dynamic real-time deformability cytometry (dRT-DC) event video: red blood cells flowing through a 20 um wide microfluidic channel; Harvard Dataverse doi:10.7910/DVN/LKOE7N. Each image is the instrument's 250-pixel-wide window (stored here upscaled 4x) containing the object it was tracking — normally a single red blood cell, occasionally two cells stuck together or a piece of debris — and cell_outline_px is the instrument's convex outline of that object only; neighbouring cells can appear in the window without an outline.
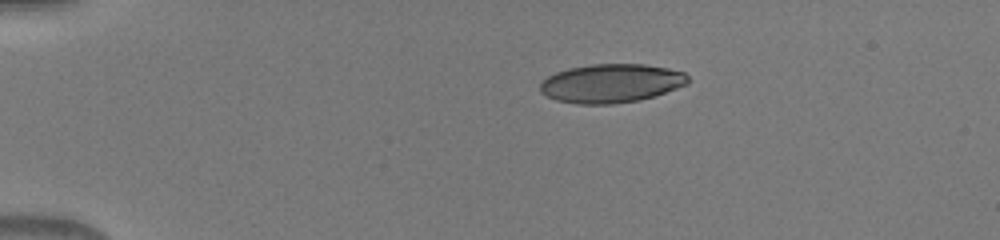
{"species": "human", "species_latin": "Homo sapiens", "temperature_condition": "warm", "stored_images_in_passage": 40, "camera_frame_rate_fps": 3000, "um_per_image_px": 0.085, "donor": {"sex": "male"}, "frame": {"image": 1, "passage_image": 1, "time_ms": 0.0, "image_size_px": [1000, 240], "cell_outline_px": [[688, 84], [656, 96], [640, 100], [612, 104], [576, 104], [556, 100], [540, 92], [540, 84], [548, 76], [556, 72], [568, 68], [592, 64], [644, 64], [668, 68], [684, 72], [688, 76]], "centroid_in_image_um": [51.97, 7.08], "position_along_channel_um": 33.0, "area_um2": 33.52}}
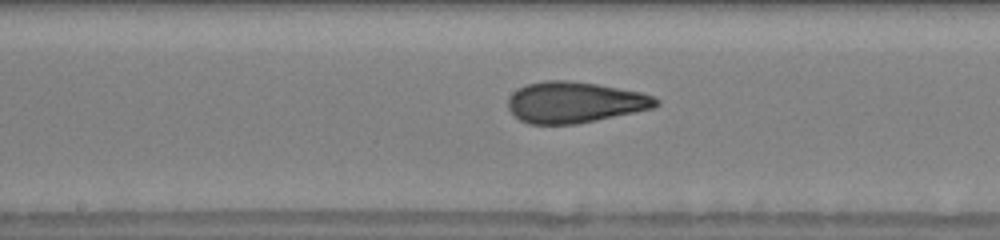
{"frame": {"image": 2, "passage_image": 18, "time_ms": 5.667, "image_size_px": [1000, 240], "cell_outline_px": [[660, 104], [656, 108], [576, 124], [528, 124], [520, 120], [508, 108], [508, 96], [512, 92], [528, 84], [544, 80], [568, 80], [596, 84], [640, 92], [652, 96], [660, 100]], "centroid_in_image_um": [48.86, 8.7], "position_along_channel_um": 199.3, "area_um2": 35.43}}
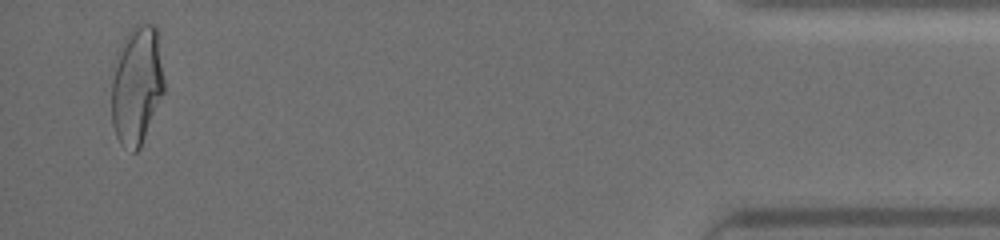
{"frame": {"image": 3, "passage_image": 39, "time_ms": 12.667, "image_size_px": [1000, 240], "cell_outline_px": [[164, 92], [140, 148], [136, 152], [132, 152], [120, 144], [116, 136], [112, 124], [112, 64], [116, 52], [124, 36], [132, 24], [156, 24], [160, 32], [164, 80]], "centroid_in_image_um": [11.63, 7.15], "position_along_channel_um": 423.6, "area_um2": 37.63}}